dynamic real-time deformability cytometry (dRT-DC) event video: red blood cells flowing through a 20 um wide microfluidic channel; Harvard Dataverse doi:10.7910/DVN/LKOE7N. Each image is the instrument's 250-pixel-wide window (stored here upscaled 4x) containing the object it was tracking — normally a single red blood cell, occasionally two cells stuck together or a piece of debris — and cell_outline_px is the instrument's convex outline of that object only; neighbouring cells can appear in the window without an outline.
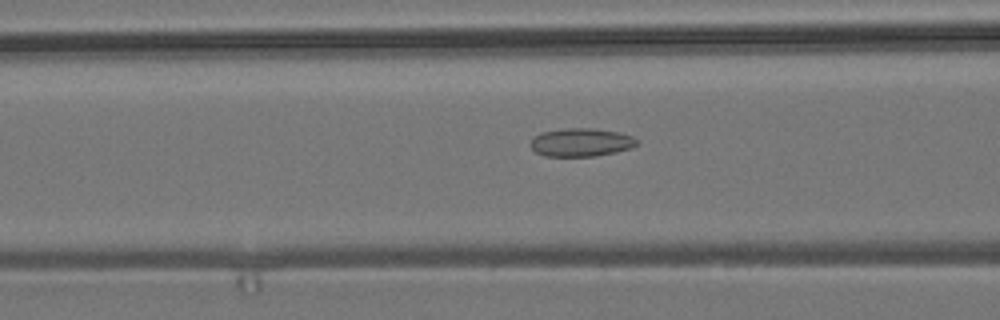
{"species": "common noctule bat (a hibernating species)", "species_latin": "Nyctalus noctula", "temperature_condition": "room temperature", "stored_images_in_passage": 33, "camera_frame_rate_fps": 3000, "um_per_image_px": 0.085, "animal": {"sex": "male", "body_mass_g": 19.2, "forearm_length_mm": 51.8}, "frame": {"image": 1, "passage_image": 11, "time_ms": 3.333, "image_size_px": [1000, 320], "cell_outline_px": [[640, 144], [632, 148], [616, 152], [596, 156], [544, 156], [536, 152], [528, 144], [540, 132], [564, 128], [592, 128], [616, 132], [632, 136], [640, 140]], "centroid_in_image_um": [49.42, 12.1], "position_along_channel_um": 117.2, "area_um2": 17.69}}
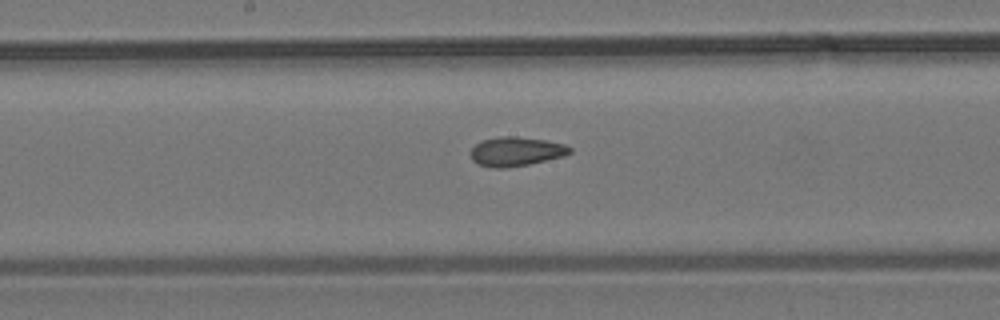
{"frame": {"image": 2, "passage_image": 18, "time_ms": 5.667, "image_size_px": [1000, 320], "cell_outline_px": [[572, 152], [564, 156], [528, 164], [504, 168], [492, 168], [476, 164], [472, 160], [472, 148], [480, 140], [500, 136], [516, 136], [544, 140], [564, 144], [572, 148]], "centroid_in_image_um": [43.85, 12.87], "position_along_channel_um": 204.4, "area_um2": 16.88}}
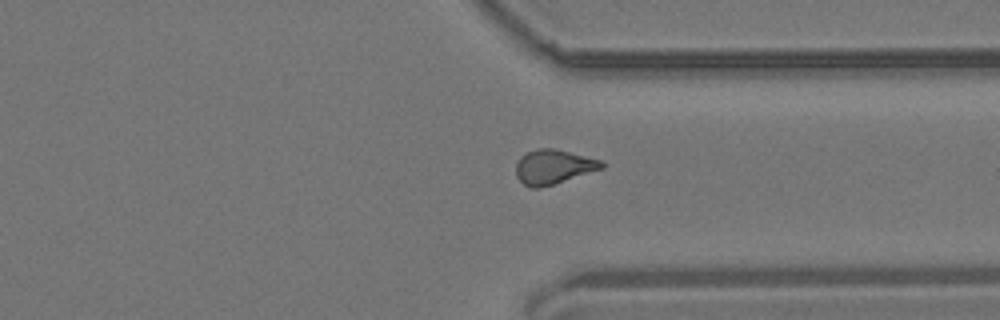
{"frame": {"image": 3, "passage_image": 31, "time_ms": 10.0, "image_size_px": [1000, 320], "cell_outline_px": [[604, 168], [540, 188], [532, 188], [524, 184], [516, 176], [516, 164], [520, 156], [536, 148], [552, 148], [604, 160]], "centroid_in_image_um": [47.05, 14.17], "position_along_channel_um": 364.4, "area_um2": 17.17}}